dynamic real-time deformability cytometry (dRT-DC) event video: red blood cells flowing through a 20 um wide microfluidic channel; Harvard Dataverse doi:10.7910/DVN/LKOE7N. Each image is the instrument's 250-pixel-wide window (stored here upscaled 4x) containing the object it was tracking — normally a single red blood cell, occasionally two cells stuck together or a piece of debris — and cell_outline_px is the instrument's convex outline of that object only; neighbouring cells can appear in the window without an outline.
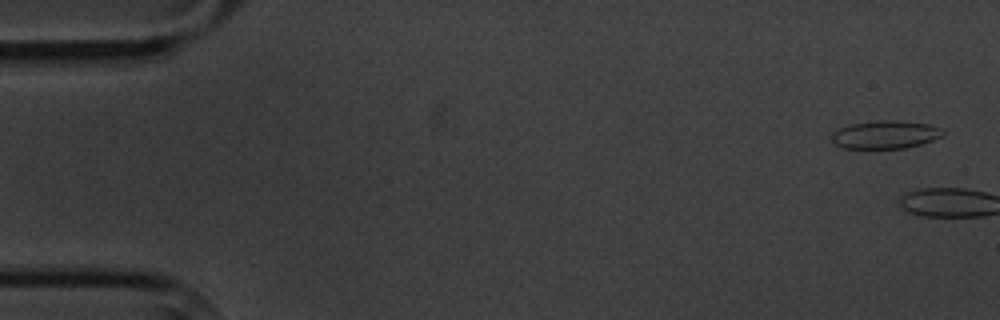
{"species": "common noctule bat (a hibernating species)", "species_latin": "Nyctalus noctula", "temperature_condition": "cold", "stored_images_in_passage": 6, "camera_frame_rate_fps": 3000, "um_per_image_px": 0.085, "animal": {"sex": "male", "body_mass_g": 20.1, "forearm_length_mm": 53.5}, "frame": {"image": 1, "passage_image": 1, "time_ms": 0.0, "image_size_px": [1000, 320], "cell_outline_px": [[944, 136], [920, 144], [904, 148], [844, 148], [836, 144], [832, 140], [832, 132], [848, 124], [880, 120], [900, 120], [928, 124], [940, 128], [944, 132]], "centroid_in_image_um": [75.26, 11.43], "position_along_channel_um": 9.7, "area_um2": 18.15}}
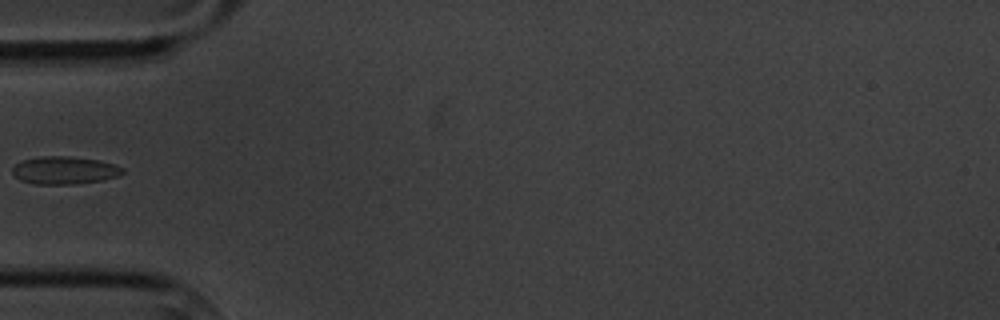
{"frame": {"image": 2, "passage_image": 6, "time_ms": 6.667, "image_size_px": [1000, 320], "cell_outline_px": [[124, 172], [120, 176], [104, 180], [76, 184], [36, 184], [20, 180], [12, 172], [12, 168], [20, 160], [36, 156], [68, 156], [100, 160], [124, 168]], "centroid_in_image_um": [5.48, 14.47], "position_along_channel_um": 79.5, "area_um2": 18.03}}